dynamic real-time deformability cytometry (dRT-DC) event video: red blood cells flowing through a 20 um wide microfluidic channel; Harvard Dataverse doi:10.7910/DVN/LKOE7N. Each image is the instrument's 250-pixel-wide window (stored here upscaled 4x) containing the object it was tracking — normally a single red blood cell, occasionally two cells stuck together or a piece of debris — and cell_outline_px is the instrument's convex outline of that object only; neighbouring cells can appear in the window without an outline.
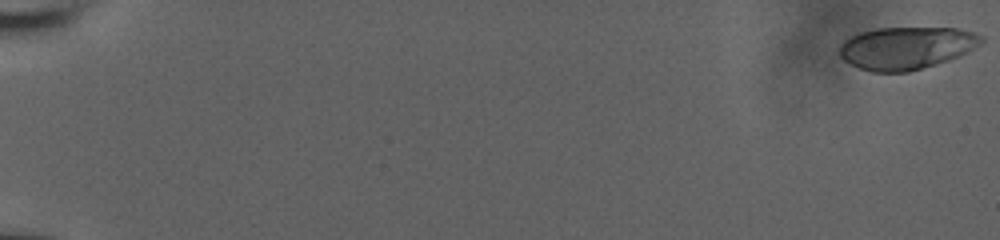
{"species": "human", "species_latin": "Homo sapiens", "temperature_condition": "room temperature", "stored_images_in_passage": 58, "camera_frame_rate_fps": 3000, "um_per_image_px": 0.085, "donor": {"sex": "male"}, "frame": {"image": 1, "passage_image": 1, "time_ms": 0.0, "image_size_px": [1000, 240], "cell_outline_px": [[984, 40], [980, 44], [968, 52], [948, 60], [936, 64], [908, 72], [872, 72], [860, 68], [844, 60], [840, 56], [840, 44], [844, 40], [860, 32], [876, 28], [956, 28], [972, 32], [984, 36]], "centroid_in_image_um": [77.05, 4.07], "position_along_channel_um": 8.0, "area_um2": 35.03}}
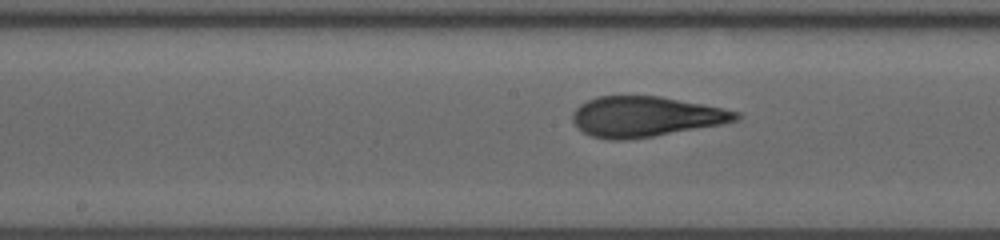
{"frame": {"image": 2, "passage_image": 33, "time_ms": 10.667, "image_size_px": [1000, 240], "cell_outline_px": [[740, 120], [720, 124], [652, 136], [624, 140], [612, 140], [592, 136], [584, 132], [572, 120], [572, 112], [580, 104], [596, 96], [660, 96], [704, 104], [740, 112]], "centroid_in_image_um": [54.87, 9.9], "position_along_channel_um": 193.3, "area_um2": 38.09}}
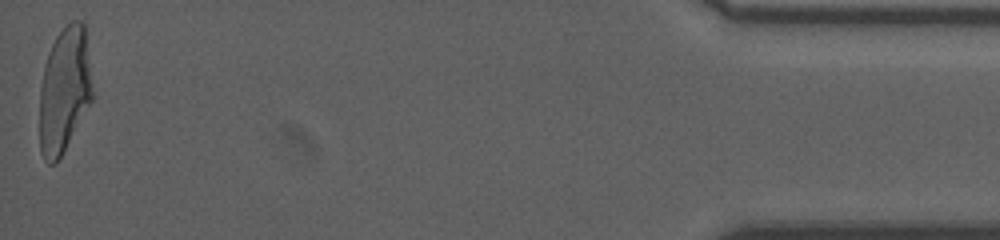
{"frame": {"image": 3, "passage_image": 58, "time_ms": 19.0, "image_size_px": [1000, 240], "cell_outline_px": [[96, 96], [56, 164], [48, 164], [44, 160], [40, 152], [40, 88], [44, 64], [48, 52], [56, 36], [72, 20], [80, 20], [84, 24]], "centroid_in_image_um": [5.51, 7.68], "position_along_channel_um": 429.7, "area_um2": 39.59}, "authors_computed_cell_mechanics": {"area_um2": 38.0613, "velocity_mm_per_s": 3.8353, "shape_relaxation_time_tau1_ms": 6.694, "shape_relaxation_time_tau2_ms": 0.9433, "deformation_change_tau1": 0.2631, "deformation_change_tau2": 0.0769}}